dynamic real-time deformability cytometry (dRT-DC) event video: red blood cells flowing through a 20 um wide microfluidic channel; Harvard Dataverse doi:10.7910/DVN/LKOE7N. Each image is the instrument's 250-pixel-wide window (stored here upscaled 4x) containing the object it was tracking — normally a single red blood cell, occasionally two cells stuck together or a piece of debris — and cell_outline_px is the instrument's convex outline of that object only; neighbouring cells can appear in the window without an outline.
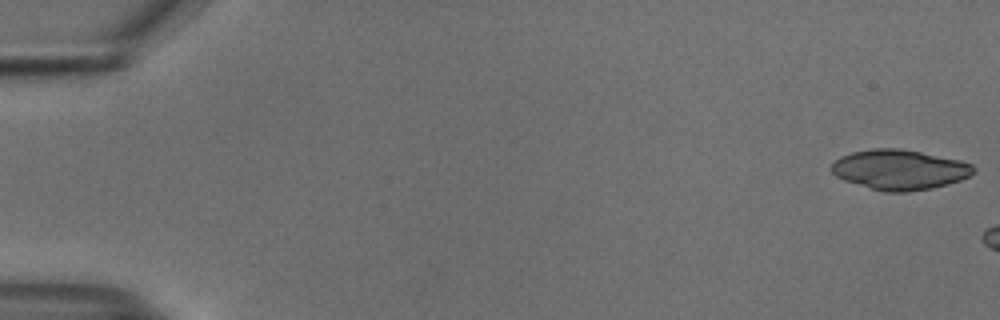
{"species": "common noctule bat (a hibernating species)", "species_latin": "Nyctalus noctula", "temperature_condition": "cold", "stored_images_in_passage": 7, "camera_frame_rate_fps": 3000, "um_per_image_px": 0.085, "animal": {"sex": "male", "body_mass_g": 18.8}, "frame": {"image": 1, "passage_image": 1, "time_ms": 0.0, "image_size_px": [1000, 320], "cell_outline_px": [[976, 172], [960, 180], [948, 184], [932, 188], [908, 192], [884, 192], [844, 180], [836, 176], [832, 172], [832, 164], [840, 156], [852, 152], [872, 148], [900, 148], [960, 160], [972, 164], [976, 168]], "centroid_in_image_um": [76.48, 14.42], "position_along_channel_um": 8.5, "area_um2": 33.12}}